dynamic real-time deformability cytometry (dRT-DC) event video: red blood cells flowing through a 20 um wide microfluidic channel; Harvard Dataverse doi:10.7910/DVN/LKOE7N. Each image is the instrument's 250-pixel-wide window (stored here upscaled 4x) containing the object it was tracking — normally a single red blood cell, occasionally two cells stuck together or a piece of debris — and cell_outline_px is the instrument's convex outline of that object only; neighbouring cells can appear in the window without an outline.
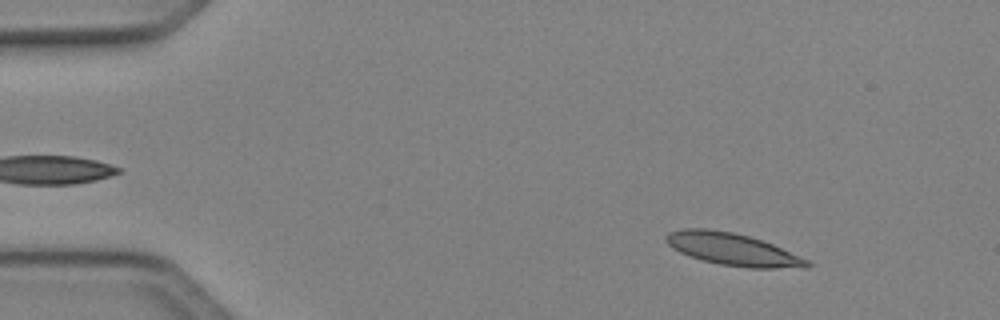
{"species": "Egyptian fruit bat (a non-hibernating species)", "species_latin": "Rousettus aegyptiacus", "temperature_condition": "cold", "stored_images_in_passage": 49, "camera_frame_rate_fps": 3000, "um_per_image_px": 0.085, "animal": {"sex": "female"}, "frame": {"image": 1, "passage_image": 6, "time_ms": 1.667, "image_size_px": [1000, 320], "cell_outline_px": [[812, 264], [808, 268], [748, 268], [720, 264], [688, 256], [672, 248], [664, 240], [664, 236], [668, 232], [684, 228], [708, 228], [732, 232], [748, 236], [772, 244], [808, 260]], "centroid_in_image_um": [62.24, 21.19], "position_along_channel_um": 22.8, "area_um2": 26.47}}
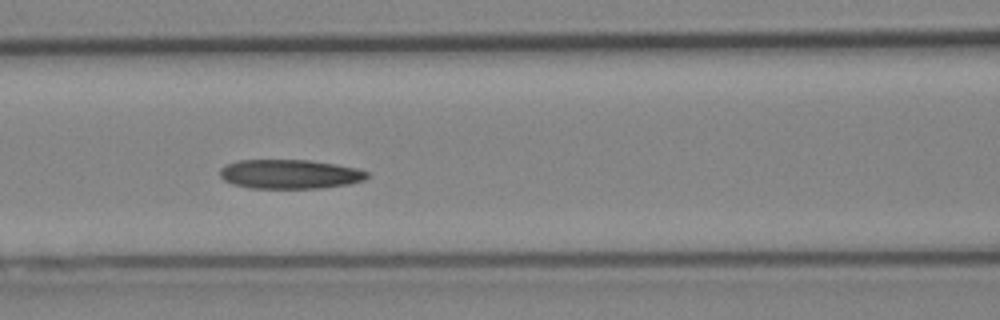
{"frame": {"image": 2, "passage_image": 21, "time_ms": 6.667, "image_size_px": [1000, 320], "cell_outline_px": [[368, 176], [364, 180], [348, 184], [324, 188], [248, 188], [232, 184], [224, 180], [220, 176], [220, 168], [224, 164], [240, 160], [308, 160], [336, 164], [356, 168], [368, 172]], "centroid_in_image_um": [24.6, 14.8], "position_along_channel_um": 142.0, "area_um2": 25.2}}
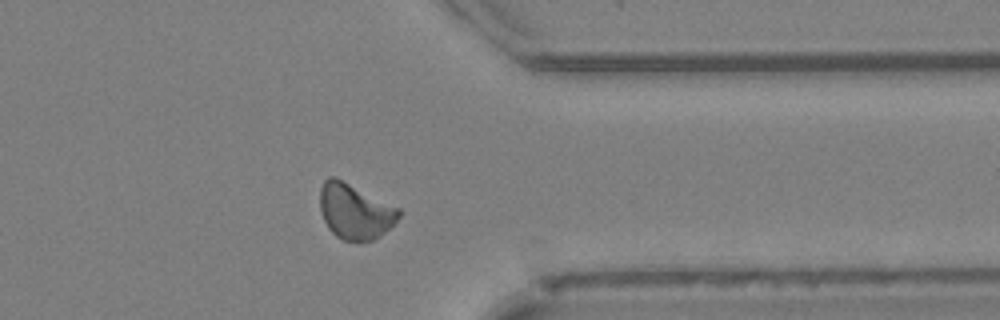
{"frame": {"image": 3, "passage_image": 39, "time_ms": 12.667, "image_size_px": [1000, 320], "cell_outline_px": [[400, 216], [380, 236], [372, 240], [360, 244], [344, 240], [336, 236], [328, 228], [320, 212], [320, 188], [324, 180], [328, 176], [332, 176], [400, 208]], "centroid_in_image_um": [30.15, 18.0], "position_along_channel_um": 381.3, "area_um2": 25.37}, "authors_computed_cell_mechanics": {"area_um2": 25.2008, "velocity_mm_per_s": 4.0979, "shape_relaxation_time_tau1_ms": 10.4714, "shape_relaxation_time_tau2_ms": null, "deformation_change_tau1": 0.1778, "deformation_change_tau2": null}}